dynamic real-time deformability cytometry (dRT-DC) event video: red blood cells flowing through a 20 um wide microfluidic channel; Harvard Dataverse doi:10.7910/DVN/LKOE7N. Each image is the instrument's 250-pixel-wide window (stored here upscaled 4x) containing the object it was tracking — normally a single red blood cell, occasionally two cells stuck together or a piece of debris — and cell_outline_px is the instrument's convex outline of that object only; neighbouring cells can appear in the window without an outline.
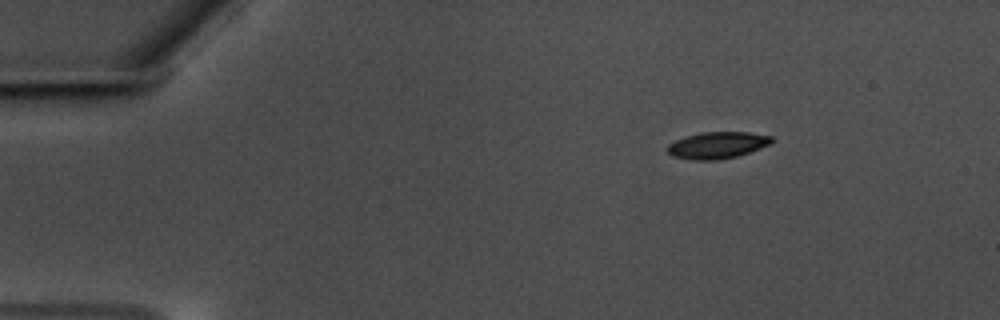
{"species": "common noctule bat (a hibernating species)", "species_latin": "Nyctalus noctula", "temperature_condition": "warm", "stored_images_in_passage": 7, "segment_of_instrument_passage": [2, 2], "camera_frame_rate_fps": 3000, "um_per_image_px": 0.085, "animal": {"sex": "male", "body_mass_g": 17.5, "forearm_length_mm": 52.3}, "frame": {"image": 1, "passage_image": 7, "time_ms": 2.0, "image_size_px": [1000, 320], "cell_outline_px": [[772, 140], [768, 144], [760, 148], [736, 156], [716, 160], [692, 160], [672, 156], [668, 152], [668, 144], [676, 140], [700, 132], [748, 132], [772, 136]], "centroid_in_image_um": [60.94, 12.34], "position_along_channel_um": 24.1, "area_um2": 15.95}}